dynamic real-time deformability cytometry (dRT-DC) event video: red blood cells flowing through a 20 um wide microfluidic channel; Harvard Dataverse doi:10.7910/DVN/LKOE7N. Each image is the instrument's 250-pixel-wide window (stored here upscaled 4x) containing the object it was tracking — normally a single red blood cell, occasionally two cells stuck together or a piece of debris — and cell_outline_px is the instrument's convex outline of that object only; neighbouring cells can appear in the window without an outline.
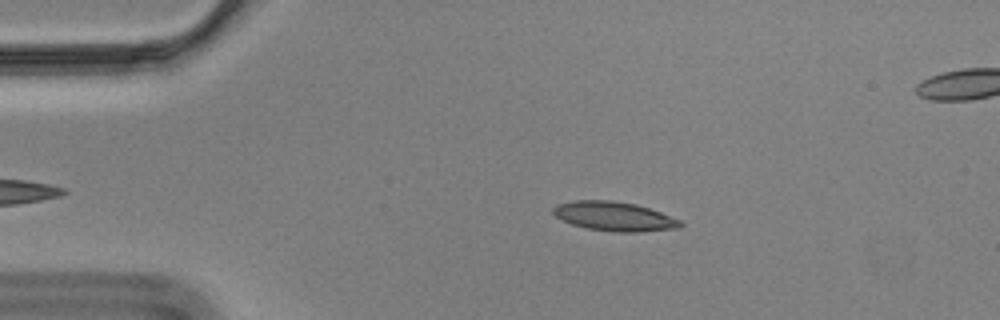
{"species": "Egyptian fruit bat (a non-hibernating species)", "species_latin": "Rousettus aegyptiacus", "temperature_condition": "cold", "stored_images_in_passage": 55, "camera_frame_rate_fps": 3000, "um_per_image_px": 0.085, "animal": {"sex": "male"}, "frame": {"image": 1, "passage_image": 8, "time_ms": 2.333, "image_size_px": [1000, 320], "cell_outline_px": [[684, 224], [680, 228], [636, 232], [612, 232], [588, 228], [572, 224], [556, 216], [552, 212], [552, 208], [556, 204], [576, 200], [612, 200], [636, 204], [660, 212], [680, 220]], "centroid_in_image_um": [52.21, 18.38], "position_along_channel_um": 32.8, "area_um2": 21.62}}
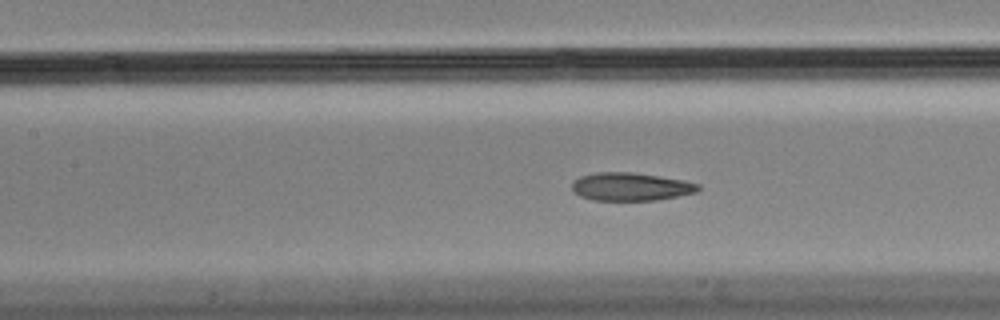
{"frame": {"image": 2, "passage_image": 22, "time_ms": 7.0, "image_size_px": [1000, 320], "cell_outline_px": [[700, 188], [696, 192], [656, 200], [592, 200], [580, 196], [572, 188], [572, 184], [580, 176], [596, 172], [632, 172], [684, 180], [700, 184]], "centroid_in_image_um": [53.62, 15.86], "position_along_channel_um": 153.8, "area_um2": 20.46}}
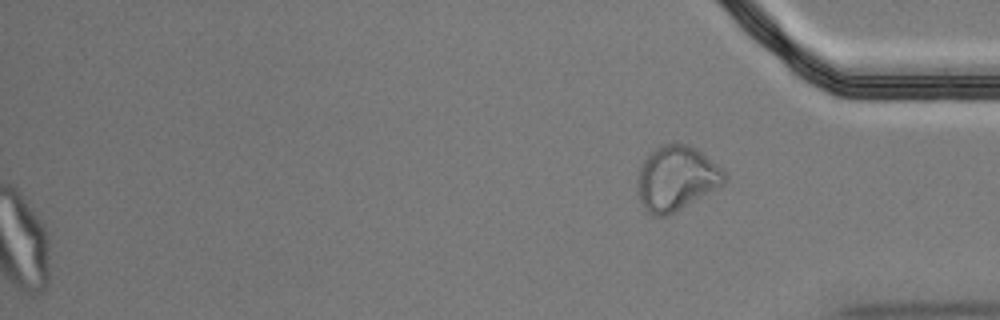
{"frame": {"image": 3, "passage_image": 55, "time_ms": 18.0, "image_size_px": [1000, 320], "cell_outline_px": [[728, 180], [720, 188], [664, 216], [652, 216], [644, 208], [640, 200], [636, 188], [636, 184], [640, 164], [648, 152], [660, 144], [688, 144], [696, 148], [716, 164], [728, 176]], "centroid_in_image_um": [57.47, 15.14], "position_along_channel_um": 377.7, "area_um2": 33.0}, "authors_computed_cell_mechanics": {"area_um2": 21.5594, "velocity_mm_per_s": 3.492, "shape_relaxation_time_tau1_ms": null, "shape_relaxation_time_tau2_ms": 1.2434, "deformation_change_tau1": null, "deformation_change_tau2": 0.0807}}